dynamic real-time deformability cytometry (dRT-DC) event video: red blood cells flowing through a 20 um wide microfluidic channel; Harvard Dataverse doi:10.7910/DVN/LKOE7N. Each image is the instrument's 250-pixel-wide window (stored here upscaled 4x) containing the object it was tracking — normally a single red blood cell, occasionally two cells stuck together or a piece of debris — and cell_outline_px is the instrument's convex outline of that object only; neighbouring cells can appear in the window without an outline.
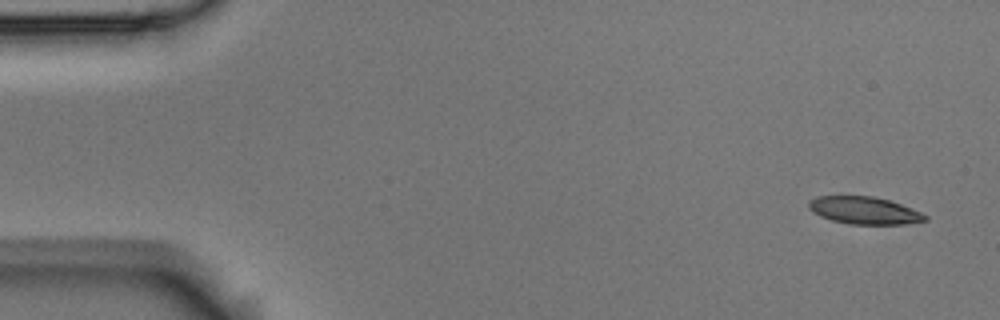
{"species": "Egyptian fruit bat (a non-hibernating species)", "species_latin": "Rousettus aegyptiacus", "temperature_condition": "room temperature", "stored_images_in_passage": 5, "camera_frame_rate_fps": 3000, "um_per_image_px": 0.085, "animal": {"sex": "male"}, "frame": {"image": 1, "passage_image": 1, "time_ms": 0.0, "image_size_px": [1000, 320], "cell_outline_px": [[928, 220], [904, 224], [848, 224], [832, 220], [820, 216], [812, 212], [808, 208], [808, 200], [816, 196], [872, 196], [888, 200], [900, 204], [920, 212], [928, 216]], "centroid_in_image_um": [73.42, 17.89], "position_along_channel_um": 11.6, "area_um2": 18.55}}
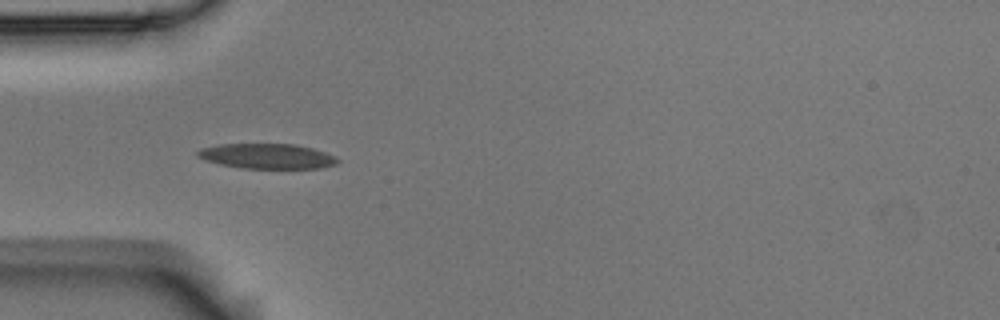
{"frame": {"image": 2, "passage_image": 4, "time_ms": 1.0, "image_size_px": [1000, 320], "cell_outline_px": [[340, 160], [336, 164], [320, 168], [240, 168], [220, 164], [204, 160], [196, 156], [196, 152], [200, 148], [220, 144], [296, 144], [312, 148], [336, 156]], "centroid_in_image_um": [22.68, 13.27], "position_along_channel_um": 62.3, "area_um2": 20.52}}
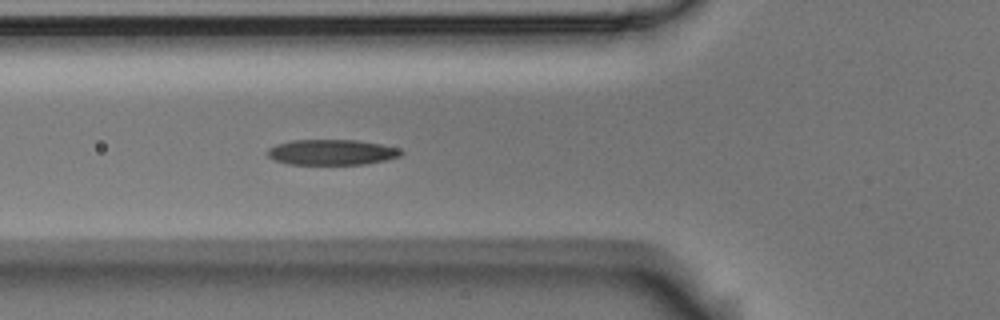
{"frame": {"image": 3, "passage_image": 5, "time_ms": 1.333, "image_size_px": [1000, 320], "cell_outline_px": [[404, 152], [400, 156], [384, 160], [364, 164], [288, 164], [276, 160], [268, 156], [264, 152], [268, 148], [276, 144], [292, 140], [356, 140], [380, 144], [400, 148]], "centroid_in_image_um": [28.17, 12.93], "position_along_channel_um": 97.6, "area_um2": 19.83}}